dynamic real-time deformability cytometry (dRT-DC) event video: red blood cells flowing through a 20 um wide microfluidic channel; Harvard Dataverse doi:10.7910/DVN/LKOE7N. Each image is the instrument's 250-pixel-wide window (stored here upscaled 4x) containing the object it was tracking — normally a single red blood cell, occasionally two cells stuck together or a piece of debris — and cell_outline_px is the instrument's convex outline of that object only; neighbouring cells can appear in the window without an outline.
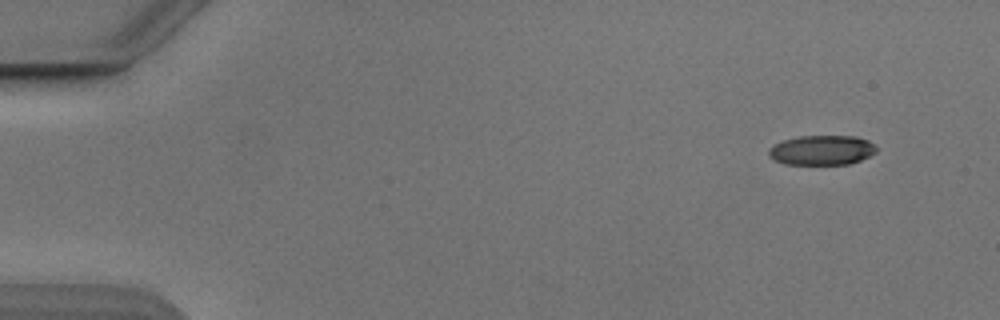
{"species": "Egyptian fruit bat (a non-hibernating species)", "species_latin": "Rousettus aegyptiacus", "temperature_condition": "cold", "stored_images_in_passage": 10, "camera_frame_rate_fps": 3000, "um_per_image_px": 0.085, "animal": {"sex": "male"}, "frame": {"image": 1, "passage_image": 1, "time_ms": 0.0, "image_size_px": [1000, 320], "cell_outline_px": [[876, 152], [860, 160], [848, 164], [784, 164], [772, 160], [768, 156], [768, 148], [772, 144], [784, 140], [800, 136], [856, 136], [868, 140], [876, 148]], "centroid_in_image_um": [69.79, 12.76], "position_along_channel_um": 15.2, "area_um2": 18.73}}